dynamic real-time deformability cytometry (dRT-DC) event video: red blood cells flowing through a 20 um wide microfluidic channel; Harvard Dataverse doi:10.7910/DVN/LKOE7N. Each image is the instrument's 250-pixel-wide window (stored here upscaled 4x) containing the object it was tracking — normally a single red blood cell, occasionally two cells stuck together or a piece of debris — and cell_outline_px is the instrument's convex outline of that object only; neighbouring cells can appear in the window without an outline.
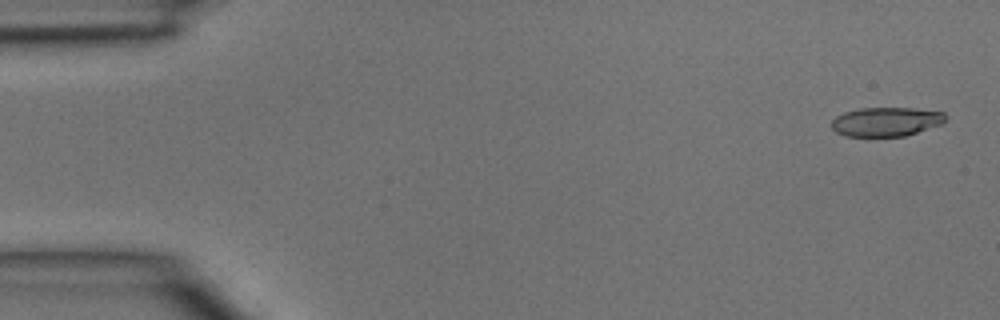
{"species": "common noctule bat (a hibernating species)", "species_latin": "Nyctalus noctula", "temperature_condition": "room temperature", "stored_images_in_passage": 5, "camera_frame_rate_fps": 3000, "um_per_image_px": 0.085, "animal": {"sex": "male", "body_mass_g": 15.6}, "frame": {"image": 1, "passage_image": 1, "time_ms": 0.0, "image_size_px": [1000, 320], "cell_outline_px": [[948, 116], [940, 124], [904, 136], [844, 136], [836, 132], [832, 128], [832, 120], [836, 116], [844, 112], [860, 108], [912, 108], [944, 112]], "centroid_in_image_um": [75.29, 10.34], "position_along_channel_um": 9.7, "area_um2": 19.19}}
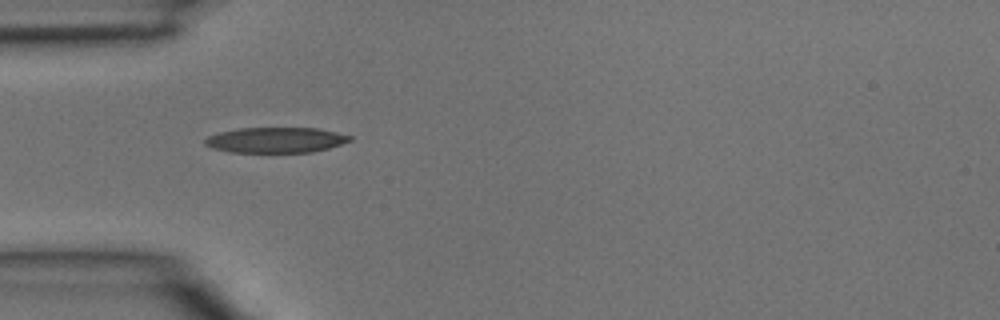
{"frame": {"image": 2, "passage_image": 4, "time_ms": 1.0, "image_size_px": [1000, 320], "cell_outline_px": [[352, 140], [328, 148], [312, 152], [228, 152], [212, 148], [204, 144], [204, 140], [208, 136], [220, 132], [240, 128], [316, 128], [336, 132], [352, 136]], "centroid_in_image_um": [23.42, 11.9], "position_along_channel_um": 61.6, "area_um2": 21.39}}